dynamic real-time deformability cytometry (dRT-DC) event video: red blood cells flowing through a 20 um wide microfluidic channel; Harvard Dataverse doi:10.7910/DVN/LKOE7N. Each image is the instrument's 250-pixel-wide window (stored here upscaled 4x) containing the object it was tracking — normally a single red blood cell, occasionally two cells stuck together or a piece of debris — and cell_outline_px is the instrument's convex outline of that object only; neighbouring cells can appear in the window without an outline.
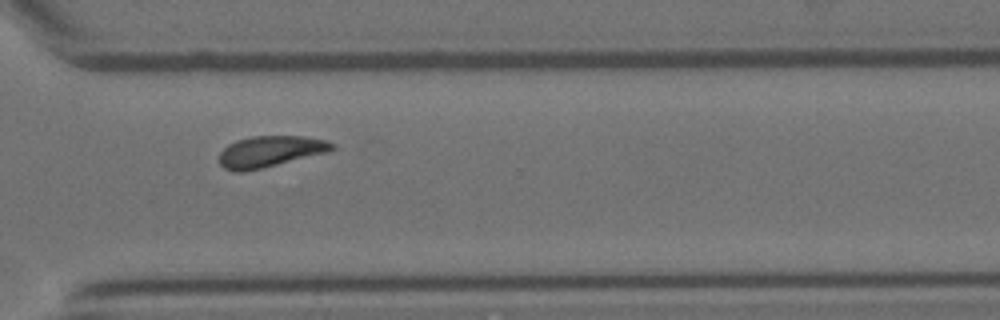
{"species": "Egyptian fruit bat (a non-hibernating species)", "species_latin": "Rousettus aegyptiacus", "temperature_condition": "room temperature", "stored_images_in_passage": 14, "camera_frame_rate_fps": 3000, "um_per_image_px": 0.085, "animal": {"sex": "female"}, "frame": {"image": 1, "passage_image": 10, "time_ms": 3.0, "image_size_px": [1000, 320], "cell_outline_px": [[336, 148], [328, 152], [244, 172], [236, 172], [224, 168], [220, 164], [220, 152], [228, 144], [236, 140], [252, 136], [304, 136], [328, 140], [336, 144]], "centroid_in_image_um": [22.99, 12.86], "position_along_channel_um": 347.6, "area_um2": 20.52}}
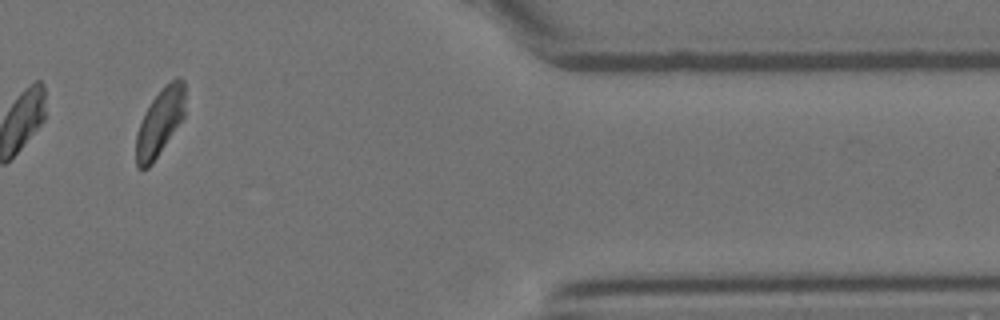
{"frame": {"image": 2, "passage_image": 12, "time_ms": 3.667, "image_size_px": [1000, 320], "cell_outline_px": [[184, 116], [152, 164], [148, 168], [136, 168], [136, 132], [144, 112], [152, 100], [176, 76], [180, 76], [184, 80]], "centroid_in_image_um": [13.57, 10.4], "position_along_channel_um": 397.8, "area_um2": 18.84}}